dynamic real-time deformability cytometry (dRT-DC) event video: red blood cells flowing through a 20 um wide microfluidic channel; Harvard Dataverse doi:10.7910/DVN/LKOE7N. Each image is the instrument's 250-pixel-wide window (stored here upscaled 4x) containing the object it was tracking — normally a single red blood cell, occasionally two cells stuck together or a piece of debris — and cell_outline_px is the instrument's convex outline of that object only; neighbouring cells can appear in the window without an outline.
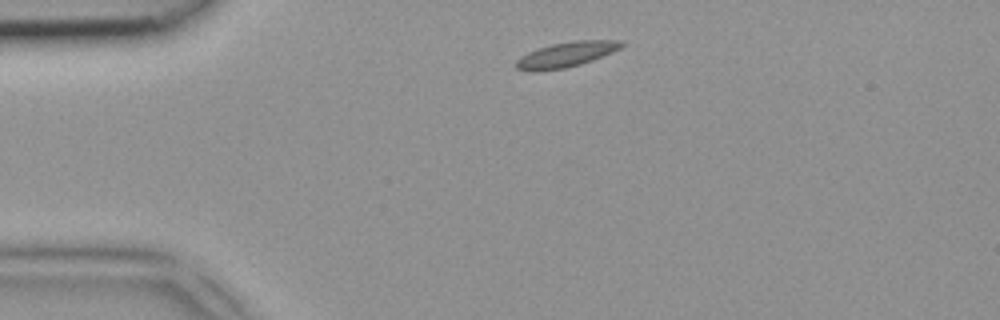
{"species": "common noctule bat (a hibernating species)", "species_latin": "Nyctalus noctula", "temperature_condition": "room temperature", "stored_images_in_passage": 4, "camera_frame_rate_fps": 3000, "um_per_image_px": 0.085, "animal": {"sex": "female", "body_mass_g": 18.4}, "frame": {"image": 1, "passage_image": 1, "time_ms": 0.0, "image_size_px": [1000, 320], "cell_outline_px": [[624, 44], [620, 48], [612, 52], [592, 60], [580, 64], [564, 68], [536, 72], [532, 72], [516, 68], [516, 60], [520, 56], [536, 48], [552, 44], [572, 40], [624, 40]], "centroid_in_image_um": [48.1, 4.63], "position_along_channel_um": 36.9, "area_um2": 15.55}}